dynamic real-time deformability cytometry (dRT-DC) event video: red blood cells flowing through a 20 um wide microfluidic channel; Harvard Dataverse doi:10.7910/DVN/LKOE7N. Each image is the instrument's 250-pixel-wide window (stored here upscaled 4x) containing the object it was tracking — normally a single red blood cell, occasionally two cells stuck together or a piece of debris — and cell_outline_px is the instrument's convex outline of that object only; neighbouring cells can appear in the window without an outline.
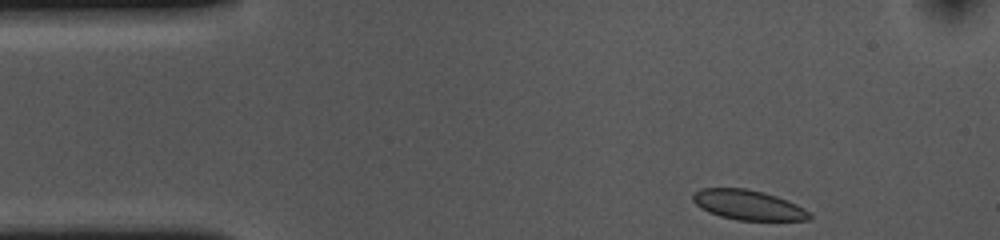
{"species": "common noctule bat (a hibernating species)", "species_latin": "Nyctalus noctula", "temperature_condition": "cold", "stored_images_in_passage": 39, "camera_frame_rate_fps": 3000, "um_per_image_px": 0.085, "animal": {"sex": "female", "body_mass_g": 10.0, "forearm_length_mm": 53.1}, "frame": {"image": 1, "passage_image": 1, "time_ms": 0.0, "image_size_px": [1000, 240], "cell_outline_px": [[812, 216], [808, 220], [736, 220], [720, 216], [708, 212], [700, 208], [692, 200], [692, 192], [700, 188], [748, 188], [764, 192], [788, 200], [804, 208]], "centroid_in_image_um": [63.55, 17.41], "position_along_channel_um": 21.4, "area_um2": 20.46}}
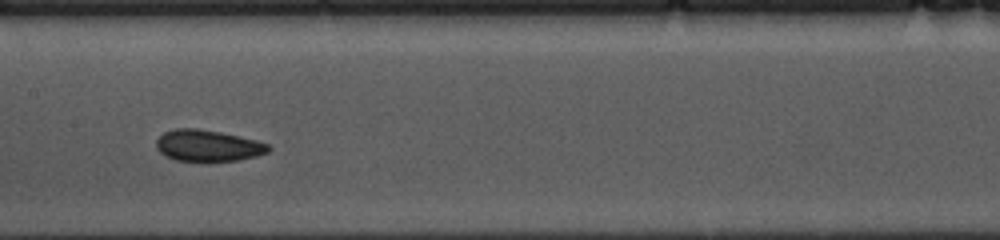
{"frame": {"image": 2, "passage_image": 20, "time_ms": 6.333, "image_size_px": [1000, 240], "cell_outline_px": [[272, 148], [268, 152], [256, 156], [236, 160], [176, 160], [164, 156], [156, 148], [156, 140], [164, 132], [176, 128], [196, 128], [220, 132], [240, 136], [256, 140], [268, 144]], "centroid_in_image_um": [17.66, 12.36], "position_along_channel_um": 189.7, "area_um2": 20.35}}
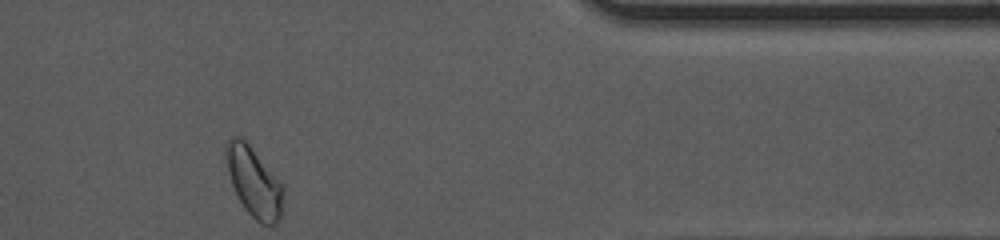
{"frame": {"image": 3, "passage_image": 39, "time_ms": 12.667, "image_size_px": [1000, 240], "cell_outline_px": [[284, 216], [276, 224], [260, 224], [244, 208], [232, 184], [228, 172], [224, 148], [228, 140], [232, 136], [244, 136], [280, 180], [284, 188]], "centroid_in_image_um": [21.63, 15.45], "position_along_channel_um": 389.8, "area_um2": 23.99}, "authors_computed_cell_mechanics": {"area_um2": 20.7502, "velocity_mm_per_s": 3.6163, "shape_relaxation_time_tau1_ms": 2.6409, "shape_relaxation_time_tau2_ms": 1.9674, "deformation_change_tau1": 0.0631, "deformation_change_tau2": 0.0601}}